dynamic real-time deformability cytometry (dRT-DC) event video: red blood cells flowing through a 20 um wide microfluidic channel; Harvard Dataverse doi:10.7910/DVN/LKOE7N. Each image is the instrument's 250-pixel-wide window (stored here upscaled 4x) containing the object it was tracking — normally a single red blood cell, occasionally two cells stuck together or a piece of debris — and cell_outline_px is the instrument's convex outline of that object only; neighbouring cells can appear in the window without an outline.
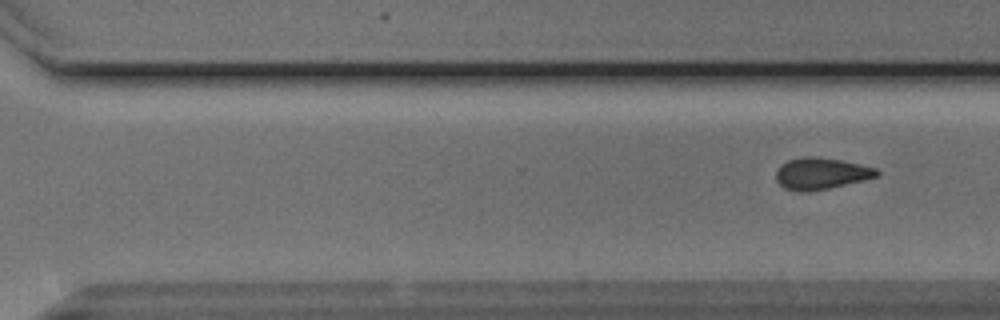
{"species": "Egyptian fruit bat (a non-hibernating species)", "species_latin": "Rousettus aegyptiacus", "temperature_condition": "cold", "stored_images_in_passage": 9, "segment_of_instrument_passage": [2, 2], "camera_frame_rate_fps": 3000, "um_per_image_px": 0.085, "animal": {"sex": "male"}, "frame": {"image": 1, "passage_image": 9, "time_ms": 2.667, "image_size_px": [1000, 320], "cell_outline_px": [[880, 172], [876, 176], [828, 188], [808, 192], [800, 192], [784, 188], [776, 180], [776, 172], [780, 164], [788, 160], [804, 156], [816, 156], [840, 160], [876, 168]], "centroid_in_image_um": [69.72, 14.74], "position_along_channel_um": 300.9, "area_um2": 18.32}}